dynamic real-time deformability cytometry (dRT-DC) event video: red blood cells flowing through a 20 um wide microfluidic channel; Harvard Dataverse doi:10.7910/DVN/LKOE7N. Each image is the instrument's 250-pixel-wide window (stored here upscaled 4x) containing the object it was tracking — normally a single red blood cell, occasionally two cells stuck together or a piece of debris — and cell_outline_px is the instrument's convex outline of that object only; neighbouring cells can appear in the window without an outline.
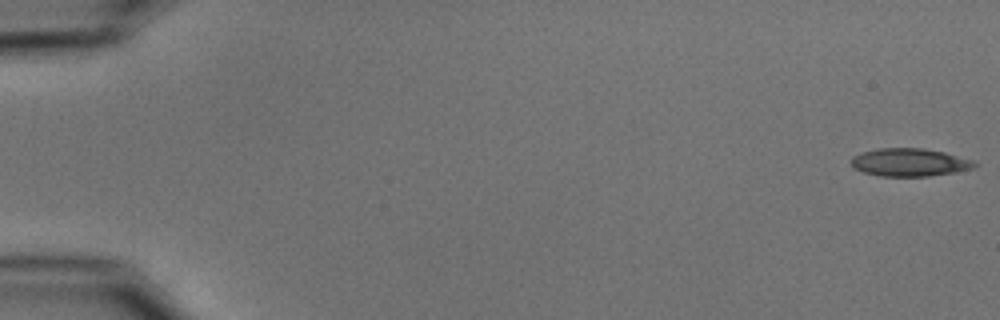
{"species": "common noctule bat (a hibernating species)", "species_latin": "Nyctalus noctula", "temperature_condition": "cold", "stored_images_in_passage": 54, "camera_frame_rate_fps": 3000, "um_per_image_px": 0.085, "animal": {"sex": "male", "body_mass_g": 15.6}, "frame": {"image": 1, "passage_image": 1, "time_ms": 0.0, "image_size_px": [1000, 320], "cell_outline_px": [[976, 164], [972, 168], [956, 172], [928, 176], [880, 176], [864, 172], [856, 168], [852, 164], [852, 156], [864, 152], [880, 148], [924, 148], [944, 152], [976, 160]], "centroid_in_image_um": [77.36, 13.79], "position_along_channel_um": 7.6, "area_um2": 19.94}}
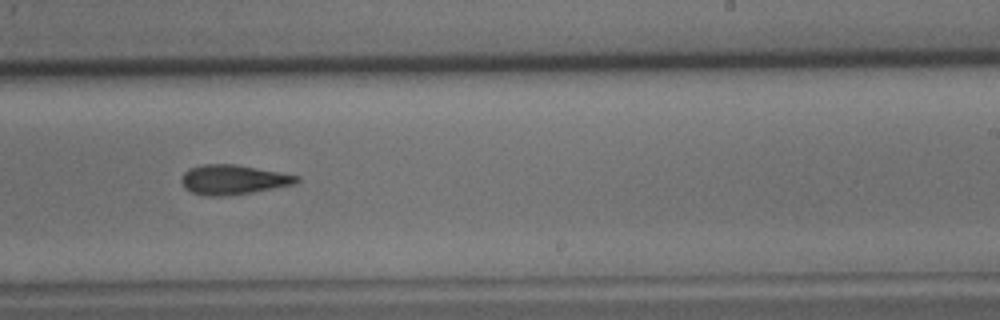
{"frame": {"image": 2, "passage_image": 34, "time_ms": 11.0, "image_size_px": [1000, 320], "cell_outline_px": [[300, 180], [292, 184], [272, 188], [248, 192], [220, 196], [208, 196], [192, 192], [184, 188], [180, 180], [184, 172], [188, 168], [204, 164], [236, 164], [280, 172], [300, 176]], "centroid_in_image_um": [19.77, 15.25], "position_along_channel_um": 269.2, "area_um2": 19.65}}
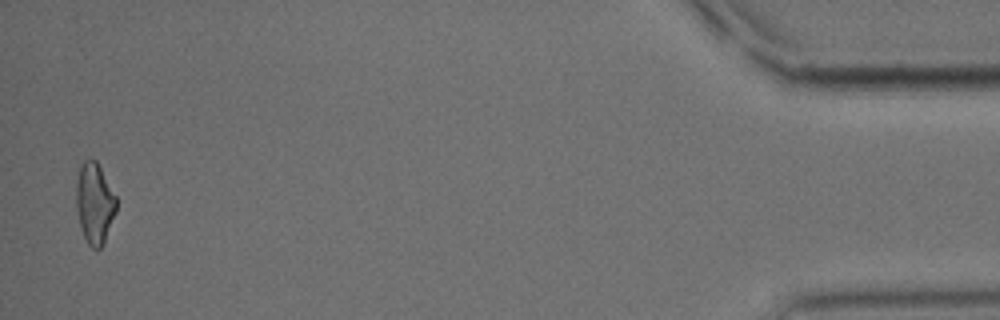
{"frame": {"image": 3, "passage_image": 53, "time_ms": 17.333, "image_size_px": [1000, 320], "cell_outline_px": [[116, 212], [104, 244], [100, 248], [92, 248], [88, 244], [80, 228], [76, 208], [76, 180], [80, 164], [84, 160], [96, 160], [116, 196]], "centroid_in_image_um": [8.03, 17.29], "position_along_channel_um": 427.2, "area_um2": 19.02}, "authors_computed_cell_mechanics": {"area_um2": 19.9699, "velocity_mm_per_s": 3.768, "shape_relaxation_time_tau1_ms": 5.8477, "shape_relaxation_time_tau2_ms": 4.794, "deformation_change_tau1": 0.1661, "deformation_change_tau2": 0.1602}}